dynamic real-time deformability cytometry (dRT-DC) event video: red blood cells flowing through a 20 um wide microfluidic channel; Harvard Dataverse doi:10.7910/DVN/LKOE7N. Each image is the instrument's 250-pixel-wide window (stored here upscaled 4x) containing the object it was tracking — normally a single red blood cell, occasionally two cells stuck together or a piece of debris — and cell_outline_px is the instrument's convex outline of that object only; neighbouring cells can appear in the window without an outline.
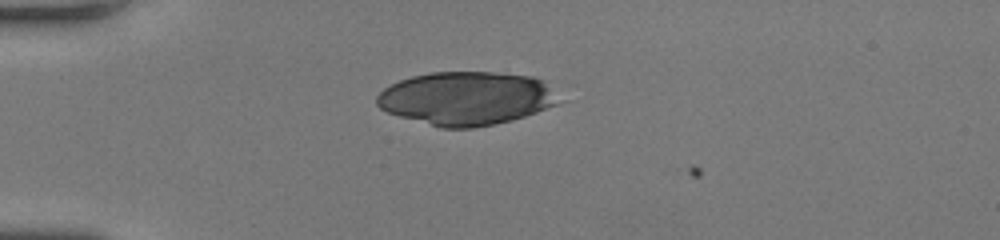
{"species": "human", "species_latin": "Homo sapiens", "temperature_condition": "room temperature", "stored_images_in_passage": 37, "camera_frame_rate_fps": 3000, "um_per_image_px": 0.085, "donor": {"sex": "female"}, "frame": {"image": 1, "passage_image": 1, "time_ms": 0.0, "image_size_px": [1000, 240], "cell_outline_px": [[556, 104], [536, 112], [512, 120], [472, 128], [440, 128], [400, 116], [388, 112], [380, 108], [376, 104], [376, 96], [384, 88], [400, 80], [412, 76], [432, 72], [492, 72], [532, 76], [544, 80], [556, 100]], "centroid_in_image_um": [39.57, 8.35], "position_along_channel_um": 45.4, "area_um2": 56.07}}